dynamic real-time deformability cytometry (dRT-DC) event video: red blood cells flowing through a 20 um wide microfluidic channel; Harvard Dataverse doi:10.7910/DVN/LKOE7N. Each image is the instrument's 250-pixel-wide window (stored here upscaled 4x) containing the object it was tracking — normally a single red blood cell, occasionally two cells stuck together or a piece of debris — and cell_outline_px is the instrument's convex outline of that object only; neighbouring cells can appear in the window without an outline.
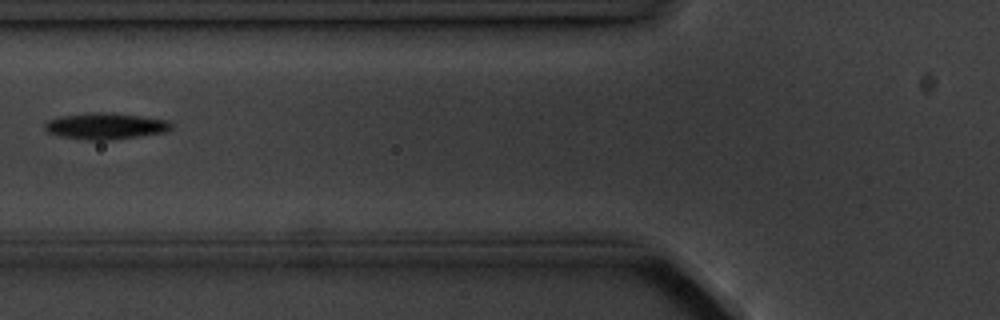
{"species": "common noctule bat (a hibernating species)", "species_latin": "Nyctalus noctula", "temperature_condition": "cold", "stored_images_in_passage": 8, "camera_frame_rate_fps": 3000, "um_per_image_px": 0.085, "animal": {"sex": "male", "body_mass_g": 20.1, "forearm_length_mm": 53.5}, "frame": {"image": 1, "passage_image": 5, "time_ms": 4.667, "image_size_px": [1000, 320], "cell_outline_px": [[172, 128], [164, 132], [112, 140], [88, 140], [60, 136], [48, 132], [44, 128], [44, 124], [48, 120], [64, 116], [88, 112], [104, 112], [140, 116], [168, 120], [172, 124]], "centroid_in_image_um": [8.96, 10.72], "position_along_channel_um": 116.8, "area_um2": 19.25}}